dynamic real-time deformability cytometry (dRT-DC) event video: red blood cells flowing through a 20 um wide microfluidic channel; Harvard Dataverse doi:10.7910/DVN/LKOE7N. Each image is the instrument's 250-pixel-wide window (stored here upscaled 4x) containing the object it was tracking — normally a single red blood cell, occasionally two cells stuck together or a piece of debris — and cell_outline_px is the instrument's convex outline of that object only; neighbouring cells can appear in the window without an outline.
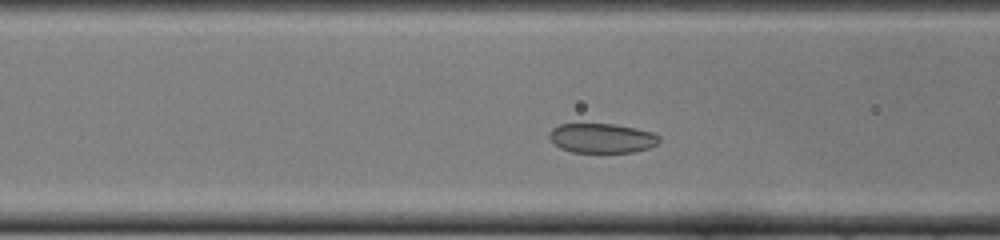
{"species": "common noctule bat (a hibernating species)", "species_latin": "Nyctalus noctula", "temperature_condition": "cold", "stored_images_in_passage": 35, "camera_frame_rate_fps": 3000, "um_per_image_px": 0.085, "animal": {"sex": "female", "body_mass_g": 22.0, "forearm_length_mm": 56.7}, "frame": {"image": 1, "passage_image": 10, "time_ms": 3.0, "image_size_px": [1000, 240], "cell_outline_px": [[660, 140], [656, 144], [648, 148], [636, 152], [572, 152], [560, 148], [548, 136], [552, 128], [560, 124], [612, 124], [636, 128], [652, 132], [660, 136]], "centroid_in_image_um": [51.17, 11.74], "position_along_channel_um": 115.4, "area_um2": 18.84}}
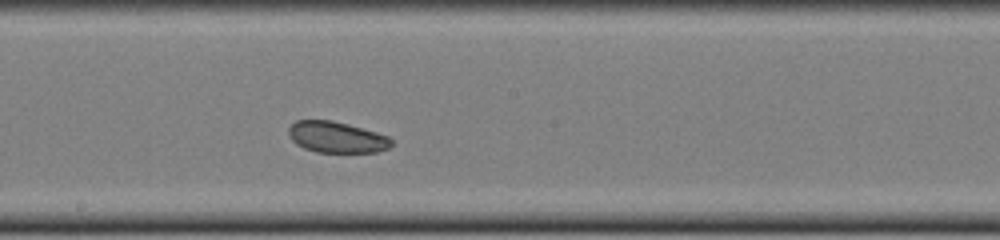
{"frame": {"image": 2, "passage_image": 18, "time_ms": 5.667, "image_size_px": [1000, 240], "cell_outline_px": [[392, 144], [388, 148], [376, 152], [316, 152], [304, 148], [296, 144], [292, 140], [288, 132], [288, 128], [296, 120], [332, 120], [348, 124], [376, 132], [388, 136], [392, 140]], "centroid_in_image_um": [28.6, 11.66], "position_along_channel_um": 219.6, "area_um2": 18.61}}
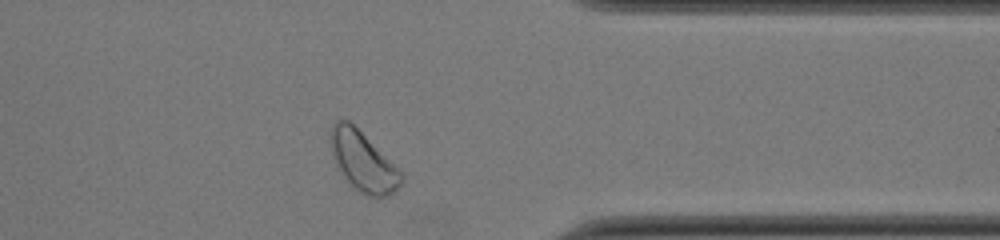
{"frame": {"image": 3, "passage_image": 31, "time_ms": 10.0, "image_size_px": [1000, 240], "cell_outline_px": [[404, 180], [388, 196], [368, 196], [352, 188], [348, 184], [332, 156], [332, 124], [336, 120], [348, 120], [404, 176]], "centroid_in_image_um": [30.83, 13.77], "position_along_channel_um": 380.6, "area_um2": 23.47}, "authors_computed_cell_mechanics": {"area_um2": 19.363, "velocity_mm_per_s": 3.9235, "shape_relaxation_time_tau1_ms": 1.6279, "shape_relaxation_time_tau2_ms": 3.158, "deformation_change_tau1": 0.0306, "deformation_change_tau2": 0.0807}}